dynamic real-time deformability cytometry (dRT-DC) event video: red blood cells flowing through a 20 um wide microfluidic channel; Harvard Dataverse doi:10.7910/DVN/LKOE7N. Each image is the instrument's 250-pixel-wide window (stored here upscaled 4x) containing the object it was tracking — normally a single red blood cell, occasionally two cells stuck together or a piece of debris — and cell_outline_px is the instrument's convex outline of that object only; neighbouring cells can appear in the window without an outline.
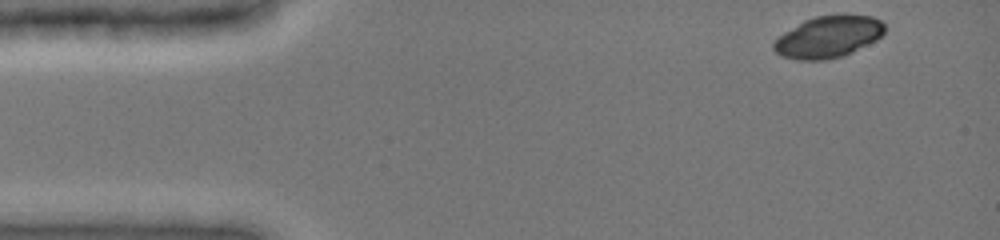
{"species": "common noctule bat (a hibernating species)", "species_latin": "Nyctalus noctula", "temperature_condition": "cold", "stored_images_in_passage": 40, "camera_frame_rate_fps": 3000, "um_per_image_px": 0.085, "animal": {"sex": "female", "body_mass_g": 19.0, "forearm_length_mm": 51.5}, "frame": {"image": 1, "passage_image": 1, "time_ms": 0.0, "image_size_px": [1000, 240], "cell_outline_px": [[884, 32], [876, 40], [844, 56], [824, 60], [796, 60], [780, 56], [772, 48], [772, 44], [784, 32], [804, 20], [816, 16], [872, 16], [880, 20], [884, 24]], "centroid_in_image_um": [70.37, 3.16], "position_along_channel_um": 14.6, "area_um2": 26.65}}
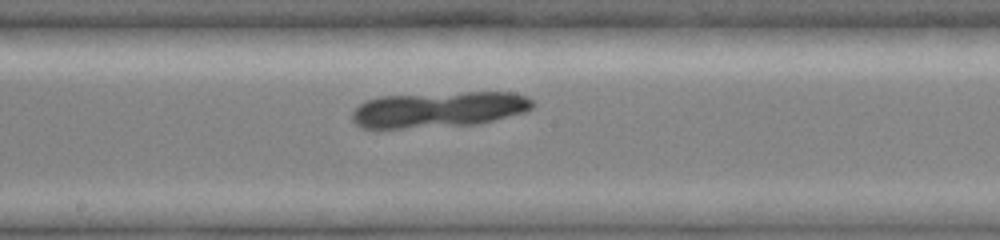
{"frame": {"image": 2, "passage_image": 21, "time_ms": 7.333, "image_size_px": [1000, 240], "cell_outline_px": [[536, 104], [532, 108], [524, 112], [480, 124], [404, 128], [360, 128], [352, 120], [352, 112], [360, 104], [368, 100], [380, 96], [464, 92], [512, 92], [528, 96]], "centroid_in_image_um": [37.32, 9.3], "position_along_channel_um": 210.9, "area_um2": 37.74}}
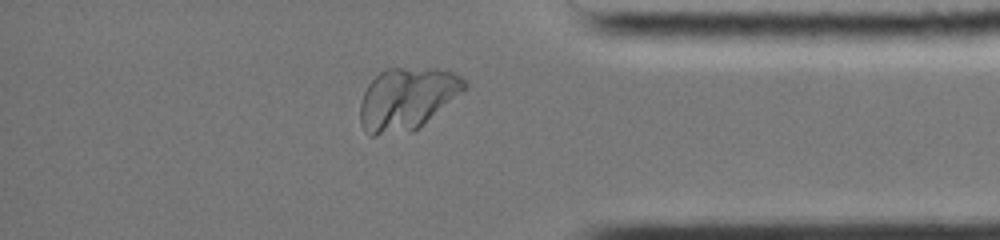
{"frame": {"image": 3, "passage_image": 36, "time_ms": 12.333, "image_size_px": [1000, 240], "cell_outline_px": [[468, 88], [412, 132], [376, 136], [372, 136], [360, 124], [360, 104], [364, 92], [368, 84], [384, 68], [436, 68], [452, 72], [460, 76], [468, 84]], "centroid_in_image_um": [34.58, 8.39], "position_along_channel_um": 400.6, "area_um2": 37.86}}